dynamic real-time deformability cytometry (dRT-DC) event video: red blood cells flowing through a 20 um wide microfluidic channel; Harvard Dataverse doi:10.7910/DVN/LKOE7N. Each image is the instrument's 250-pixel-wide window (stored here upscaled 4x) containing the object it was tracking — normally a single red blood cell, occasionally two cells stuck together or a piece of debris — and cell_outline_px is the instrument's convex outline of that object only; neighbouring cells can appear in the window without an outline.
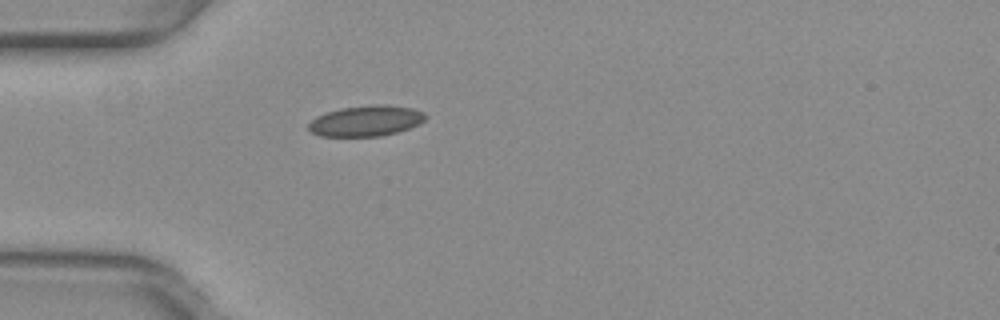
{"species": "common noctule bat (a hibernating species)", "species_latin": "Nyctalus noctula", "temperature_condition": "warm", "stored_images_in_passage": 28, "camera_frame_rate_fps": 3000, "um_per_image_px": 0.085, "animal": {"sex": "female", "body_mass_g": 29.2, "forearm_length_mm": 56.3}, "frame": {"image": 1, "passage_image": 1, "time_ms": 0.0, "image_size_px": [1000, 320], "cell_outline_px": [[428, 116], [420, 124], [396, 132], [380, 136], [320, 136], [312, 132], [308, 128], [308, 124], [316, 116], [340, 108], [372, 104], [388, 104], [412, 108], [424, 112]], "centroid_in_image_um": [31.13, 10.26], "position_along_channel_um": 53.9, "area_um2": 20.98}}
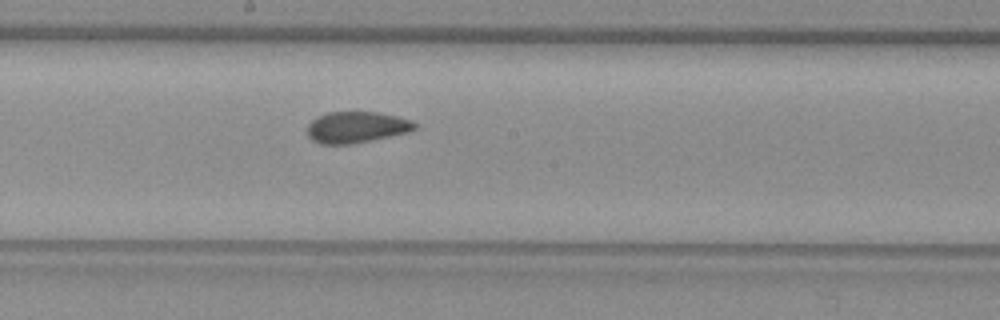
{"frame": {"image": 2, "passage_image": 14, "time_ms": 4.333, "image_size_px": [1000, 320], "cell_outline_px": [[416, 128], [408, 132], [352, 144], [320, 144], [312, 140], [308, 136], [308, 124], [316, 116], [328, 112], [380, 112], [412, 120], [416, 124]], "centroid_in_image_um": [30.28, 10.81], "position_along_channel_um": 217.9, "area_um2": 19.59}}
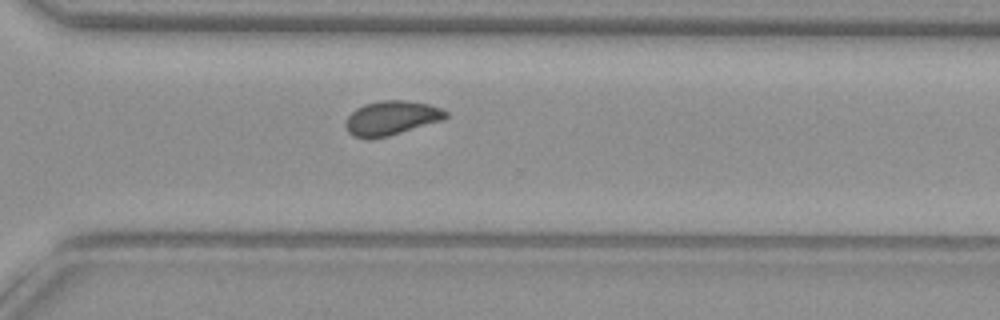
{"frame": {"image": 3, "passage_image": 23, "time_ms": 7.333, "image_size_px": [1000, 320], "cell_outline_px": [[448, 116], [444, 120], [388, 136], [368, 140], [352, 136], [348, 132], [344, 124], [348, 116], [356, 108], [364, 104], [380, 100], [404, 100], [428, 104], [440, 108], [448, 112]], "centroid_in_image_um": [33.25, 10.04], "position_along_channel_um": 337.4, "area_um2": 20.23}, "authors_computed_cell_mechanics": {"area_um2": 19.9988, "velocity_mm_per_s": 3.9881, "shape_relaxation_time_tau1_ms": null, "shape_relaxation_time_tau2_ms": 1.326, "deformation_change_tau1": null, "deformation_change_tau2": 0.0559}}